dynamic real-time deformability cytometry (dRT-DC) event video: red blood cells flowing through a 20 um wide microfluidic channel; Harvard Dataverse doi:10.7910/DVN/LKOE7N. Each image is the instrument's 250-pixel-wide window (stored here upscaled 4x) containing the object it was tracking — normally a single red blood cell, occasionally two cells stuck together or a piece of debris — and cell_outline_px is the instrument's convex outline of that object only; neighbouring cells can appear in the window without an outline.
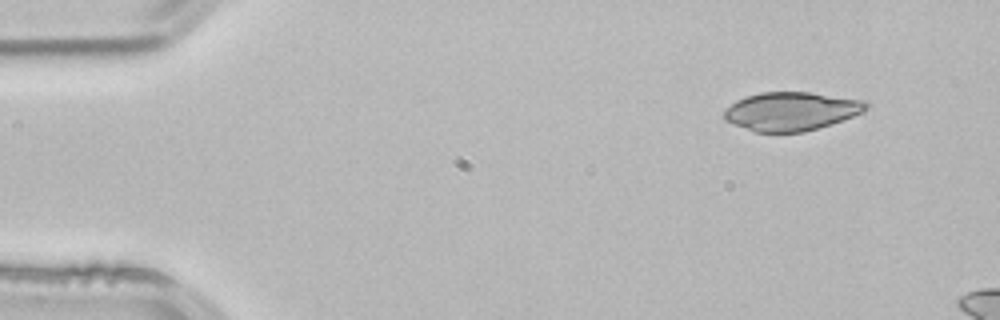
{"species": "common noctule bat (a hibernating species)", "species_latin": "Nyctalus noctula", "temperature_condition": "room temperature", "stored_images_in_passage": 4, "camera_frame_rate_fps": 3000, "um_per_image_px": 0.085, "animal": {"sex": "male", "body_mass_g": 21.5, "forearm_length_mm": 52.0}, "frame": {"image": 1, "passage_image": 1, "time_ms": 0.0, "image_size_px": [1000, 320], "cell_outline_px": [[872, 104], [868, 108], [852, 116], [804, 132], [756, 132], [724, 120], [724, 112], [736, 100], [744, 96], [760, 92], [808, 92], [868, 100]], "centroid_in_image_um": [67.27, 9.44], "position_along_channel_um": 17.7, "area_um2": 31.73}}